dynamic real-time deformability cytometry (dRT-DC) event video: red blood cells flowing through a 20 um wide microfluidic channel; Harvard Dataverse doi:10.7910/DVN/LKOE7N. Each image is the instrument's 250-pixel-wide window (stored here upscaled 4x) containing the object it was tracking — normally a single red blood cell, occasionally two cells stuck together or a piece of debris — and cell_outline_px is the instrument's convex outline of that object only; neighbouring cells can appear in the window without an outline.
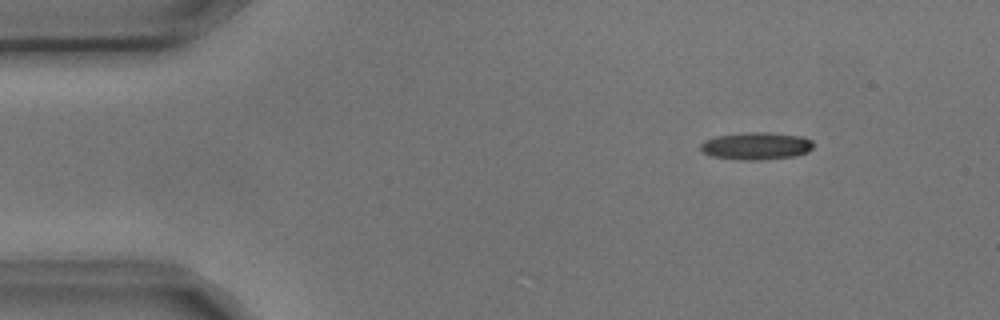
{"species": "common noctule bat (a hibernating species)", "species_latin": "Nyctalus noctula", "temperature_condition": "cold", "stored_images_in_passage": 6, "camera_frame_rate_fps": 3000, "um_per_image_px": 0.085, "animal": {"sex": "male", "body_mass_g": 17.9, "forearm_length_mm": 54.2}, "frame": {"image": 1, "passage_image": 2, "time_ms": 0.333, "image_size_px": [1000, 320], "cell_outline_px": [[812, 148], [808, 152], [792, 156], [760, 160], [740, 160], [712, 156], [704, 152], [700, 148], [700, 144], [704, 140], [716, 136], [744, 132], [764, 132], [800, 136], [812, 140]], "centroid_in_image_um": [64.25, 12.4], "position_along_channel_um": 20.8, "area_um2": 17.92}}
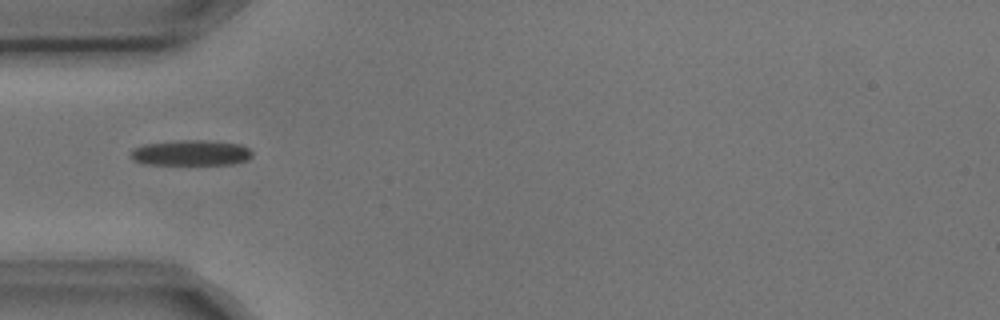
{"frame": {"image": 2, "passage_image": 5, "time_ms": 1.333, "image_size_px": [1000, 320], "cell_outline_px": [[252, 156], [248, 160], [232, 164], [144, 164], [132, 160], [128, 152], [132, 148], [144, 144], [184, 140], [204, 140], [240, 144], [248, 148], [252, 152]], "centroid_in_image_um": [16.19, 12.99], "position_along_channel_um": 68.8, "area_um2": 18.15}}